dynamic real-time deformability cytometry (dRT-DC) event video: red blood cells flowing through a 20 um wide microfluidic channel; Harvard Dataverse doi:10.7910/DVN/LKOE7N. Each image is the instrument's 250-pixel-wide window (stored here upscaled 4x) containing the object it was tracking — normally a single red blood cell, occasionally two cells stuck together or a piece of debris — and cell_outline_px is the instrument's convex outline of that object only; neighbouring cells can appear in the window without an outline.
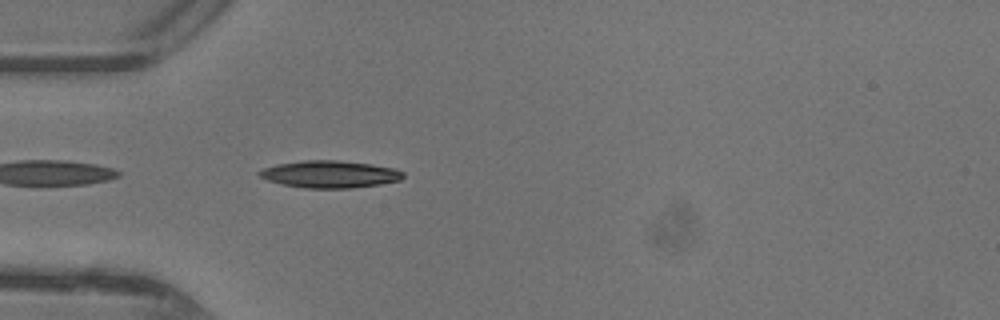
{"species": "common noctule bat (a hibernating species)", "species_latin": "Nyctalus noctula", "temperature_condition": "warm", "stored_images_in_passage": 35, "camera_frame_rate_fps": 3000, "um_per_image_px": 0.085, "animal": {"sex": "female"}, "frame": {"image": 1, "passage_image": 2, "time_ms": 0.333, "image_size_px": [1000, 320], "cell_outline_px": [[404, 176], [400, 180], [380, 184], [352, 188], [304, 188], [284, 184], [268, 180], [260, 176], [256, 172], [264, 168], [276, 164], [300, 160], [336, 160], [372, 164], [396, 168], [404, 172]], "centroid_in_image_um": [28.05, 14.8], "position_along_channel_um": 56.9, "area_um2": 22.83}}
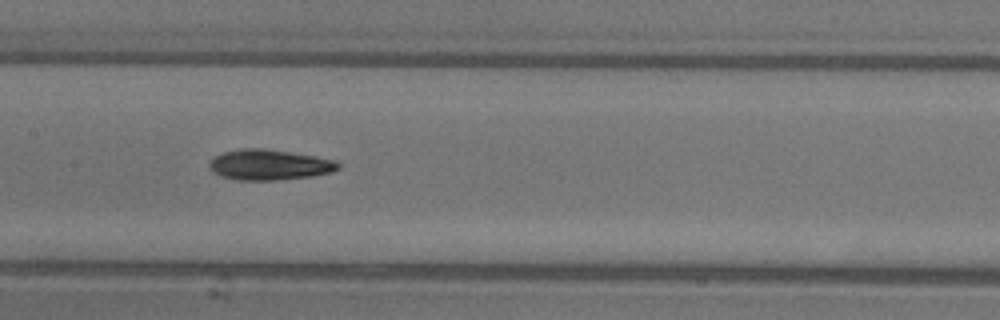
{"frame": {"image": 2, "passage_image": 11, "time_ms": 3.333, "image_size_px": [1000, 320], "cell_outline_px": [[340, 168], [332, 172], [312, 176], [276, 180], [236, 180], [220, 176], [212, 172], [208, 168], [208, 164], [216, 156], [224, 152], [240, 148], [264, 148], [336, 160], [340, 164]], "centroid_in_image_um": [22.87, 14.01], "position_along_channel_um": 184.5, "area_um2": 22.89}}
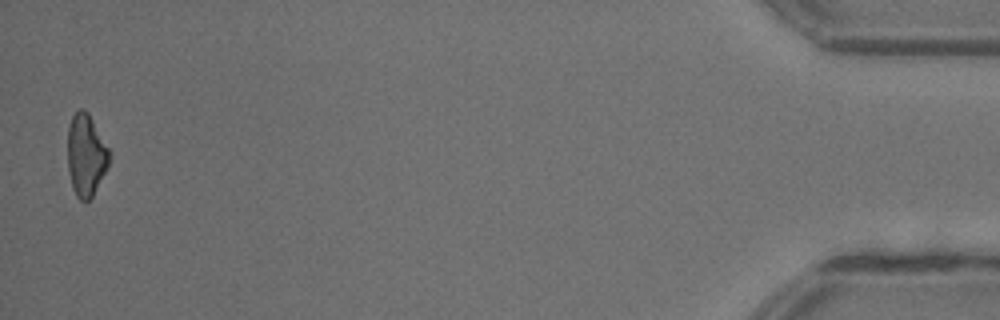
{"frame": {"image": 3, "passage_image": 34, "time_ms": 11.0, "image_size_px": [1000, 320], "cell_outline_px": [[112, 156], [108, 168], [92, 196], [84, 204], [76, 196], [72, 188], [68, 172], [68, 128], [72, 116], [80, 108], [88, 112], [112, 152]], "centroid_in_image_um": [7.34, 13.21], "position_along_channel_um": 427.9, "area_um2": 20.35}, "authors_computed_cell_mechanics": {"area_um2": 21.6172, "velocity_mm_per_s": 4.4161, "shape_relaxation_time_tau1_ms": 3.9943, "shape_relaxation_time_tau2_ms": 5.0784, "deformation_change_tau1": 0.1638, "deformation_change_tau2": 0.1482}}